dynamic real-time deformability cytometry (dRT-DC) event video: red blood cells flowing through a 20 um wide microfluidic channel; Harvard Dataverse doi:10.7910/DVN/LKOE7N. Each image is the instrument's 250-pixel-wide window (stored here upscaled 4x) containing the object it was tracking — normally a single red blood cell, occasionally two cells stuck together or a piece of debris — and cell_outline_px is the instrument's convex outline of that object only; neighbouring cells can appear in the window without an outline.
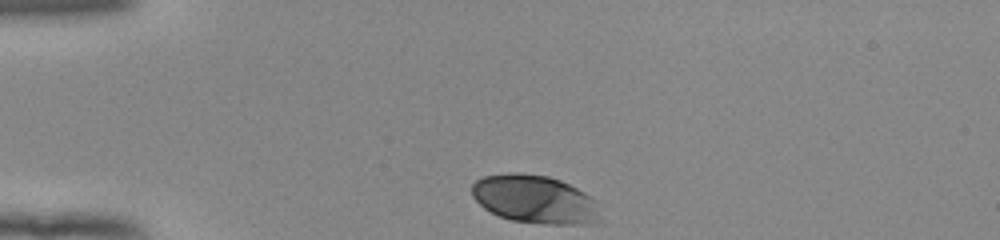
{"species": "human", "species_latin": "Homo sapiens", "temperature_condition": "room temperature", "stored_images_in_passage": 33, "camera_frame_rate_fps": 3000, "um_per_image_px": 0.085, "donor": {"sex": "female"}, "frame": {"image": 1, "passage_image": 1, "time_ms": 0.0, "image_size_px": [1000, 240], "cell_outline_px": [[604, 220], [588, 224], [544, 224], [512, 220], [500, 216], [484, 208], [472, 196], [472, 184], [476, 180], [484, 176], [512, 172], [520, 172], [548, 176], [560, 180], [584, 192], [596, 200]], "centroid_in_image_um": [45.51, 16.95], "position_along_channel_um": 39.5, "area_um2": 36.41}}
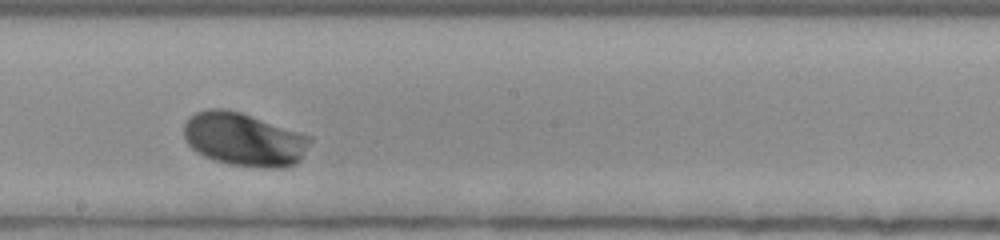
{"frame": {"image": 2, "passage_image": 19, "time_ms": 6.0, "image_size_px": [1000, 240], "cell_outline_px": [[312, 140], [300, 160], [284, 168], [264, 168], [228, 164], [204, 156], [196, 152], [184, 140], [184, 124], [188, 116], [196, 112], [208, 108], [224, 108], [240, 112], [312, 136]], "centroid_in_image_um": [20.72, 11.84], "position_along_channel_um": 227.5, "area_um2": 39.42}}
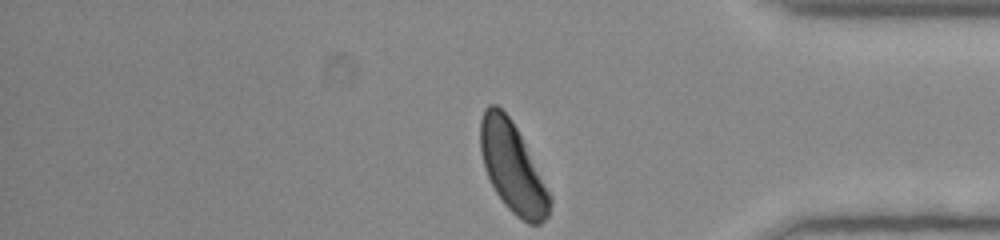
{"frame": {"image": 3, "passage_image": 33, "time_ms": 10.667, "image_size_px": [1000, 240], "cell_outline_px": [[552, 204], [548, 216], [540, 224], [528, 224], [516, 216], [504, 204], [496, 192], [484, 168], [480, 152], [480, 120], [484, 108], [488, 104], [496, 104], [512, 120], [552, 196]], "centroid_in_image_um": [43.56, 14.25], "position_along_channel_um": 391.6, "area_um2": 36.18}, "authors_computed_cell_mechanics": {"area_um2": 36.5296, "velocity_mm_per_s": 3.8564, "shape_relaxation_time_tau1_ms": 2.281, "shape_relaxation_time_tau2_ms": null, "deformation_change_tau1": 0.1357, "deformation_change_tau2": null}}